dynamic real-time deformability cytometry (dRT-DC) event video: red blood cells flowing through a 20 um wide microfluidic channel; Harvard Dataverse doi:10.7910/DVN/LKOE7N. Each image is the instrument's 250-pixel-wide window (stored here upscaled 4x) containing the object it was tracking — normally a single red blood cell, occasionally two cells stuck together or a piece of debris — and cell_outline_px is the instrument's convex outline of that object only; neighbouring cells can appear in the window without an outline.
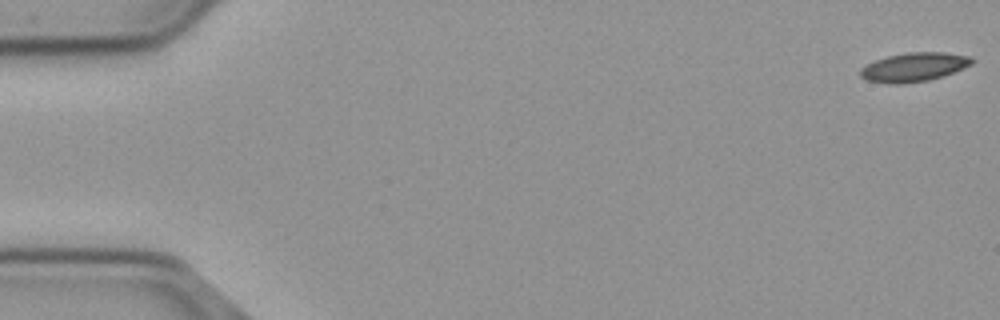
{"species": "common noctule bat (a hibernating species)", "species_latin": "Nyctalus noctula", "temperature_condition": "cold", "stored_images_in_passage": 56, "camera_frame_rate_fps": 3000, "um_per_image_px": 0.085, "animal": {"sex": "male", "body_mass_g": 23.1, "forearm_length_mm": 52.7}, "frame": {"image": 1, "passage_image": 1, "time_ms": 0.0, "image_size_px": [1000, 320], "cell_outline_px": [[972, 64], [952, 72], [928, 80], [904, 84], [888, 84], [868, 80], [860, 76], [860, 68], [876, 60], [888, 56], [908, 52], [944, 52], [968, 56], [972, 60]], "centroid_in_image_um": [77.64, 5.71], "position_along_channel_um": 7.4, "area_um2": 18.5}}
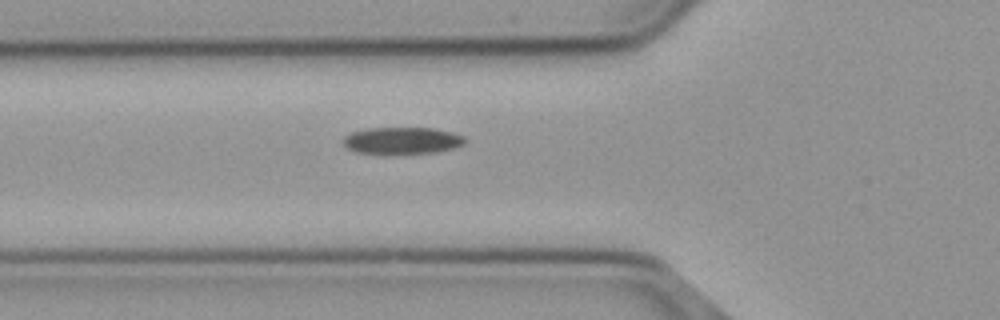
{"frame": {"image": 2, "passage_image": 20, "time_ms": 6.333, "image_size_px": [1000, 320], "cell_outline_px": [[468, 140], [464, 144], [456, 148], [436, 152], [392, 156], [380, 156], [356, 152], [348, 148], [340, 140], [344, 136], [352, 132], [368, 128], [432, 128], [452, 132], [464, 136]], "centroid_in_image_um": [34.16, 11.99], "position_along_channel_um": 91.6, "area_um2": 20.06}}
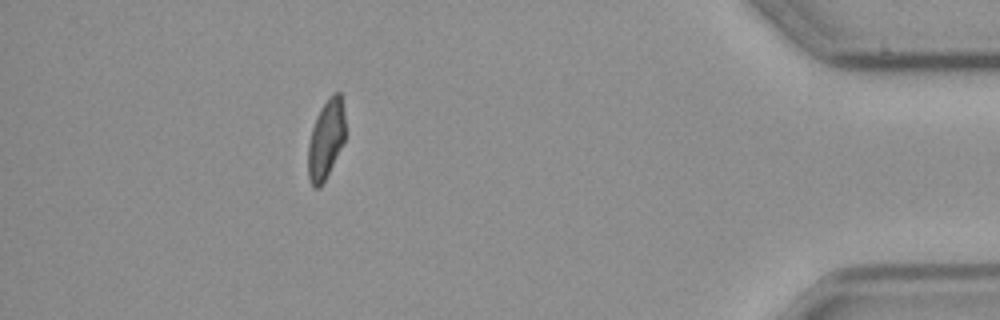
{"frame": {"image": 3, "passage_image": 50, "time_ms": 16.333, "image_size_px": [1000, 320], "cell_outline_px": [[344, 140], [320, 188], [312, 188], [308, 176], [308, 144], [312, 128], [316, 116], [320, 108], [328, 96], [332, 92], [340, 92], [344, 112]], "centroid_in_image_um": [27.68, 11.81], "position_along_channel_um": 407.5, "area_um2": 16.99}, "authors_computed_cell_mechanics": {"area_um2": 19.0162, "velocity_mm_per_s": 3.7025, "shape_relaxation_time_tau1_ms": null, "shape_relaxation_time_tau2_ms": 6.9098, "deformation_change_tau1": null, "deformation_change_tau2": 0.1287}}